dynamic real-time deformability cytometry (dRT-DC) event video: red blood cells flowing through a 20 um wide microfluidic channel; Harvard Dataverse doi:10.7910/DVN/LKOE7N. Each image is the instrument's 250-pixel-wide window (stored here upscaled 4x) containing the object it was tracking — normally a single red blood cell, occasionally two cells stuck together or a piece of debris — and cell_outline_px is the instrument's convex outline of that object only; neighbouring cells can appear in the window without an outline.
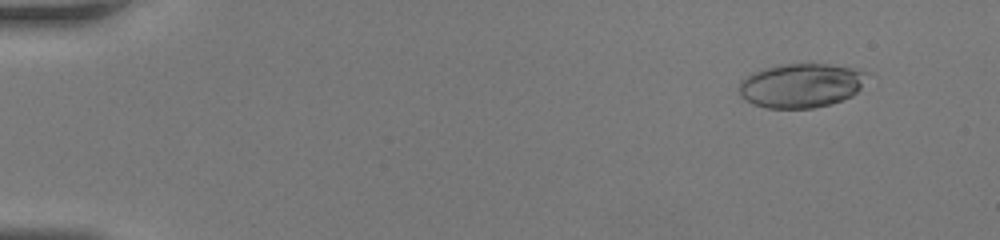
{"species": "human", "species_latin": "Homo sapiens", "temperature_condition": "room temperature", "stored_images_in_passage": 45, "camera_frame_rate_fps": 3000, "um_per_image_px": 0.085, "donor": {"sex": "female"}, "frame": {"image": 1, "passage_image": 5, "time_ms": 1.333, "image_size_px": [1000, 240], "cell_outline_px": [[868, 72], [860, 88], [852, 96], [828, 104], [812, 108], [764, 108], [752, 104], [744, 100], [740, 96], [740, 80], [752, 72], [764, 68], [784, 64], [828, 64], [852, 68]], "centroid_in_image_um": [68.04, 7.27], "position_along_channel_um": 17.0, "area_um2": 32.83}}
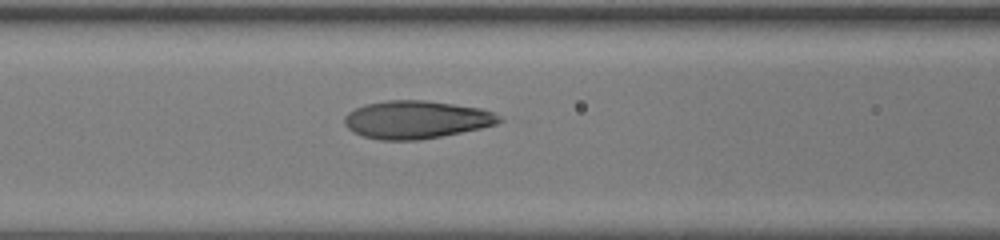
{"frame": {"image": 2, "passage_image": 21, "time_ms": 6.667, "image_size_px": [1000, 240], "cell_outline_px": [[504, 120], [496, 124], [480, 128], [420, 140], [380, 140], [364, 136], [352, 132], [344, 124], [344, 116], [348, 112], [364, 104], [384, 100], [424, 100], [480, 108], [492, 112], [500, 116]], "centroid_in_image_um": [35.34, 10.16], "position_along_channel_um": 131.3, "area_um2": 34.1}}
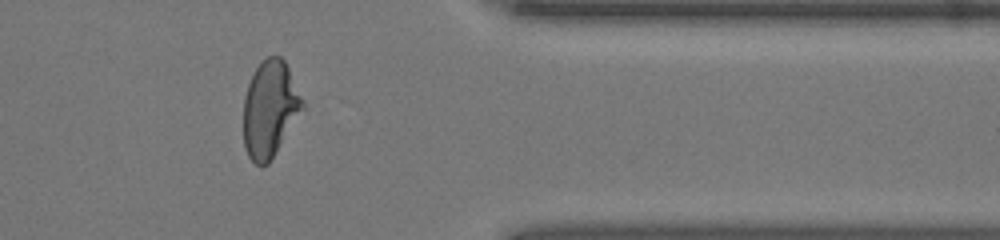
{"frame": {"image": 3, "passage_image": 38, "time_ms": 12.333, "image_size_px": [1000, 240], "cell_outline_px": [[304, 108], [268, 164], [256, 164], [248, 156], [244, 148], [244, 96], [248, 84], [260, 60], [268, 56], [280, 56], [284, 60], [304, 100]], "centroid_in_image_um": [22.94, 9.24], "position_along_channel_um": 388.5, "area_um2": 32.95}}